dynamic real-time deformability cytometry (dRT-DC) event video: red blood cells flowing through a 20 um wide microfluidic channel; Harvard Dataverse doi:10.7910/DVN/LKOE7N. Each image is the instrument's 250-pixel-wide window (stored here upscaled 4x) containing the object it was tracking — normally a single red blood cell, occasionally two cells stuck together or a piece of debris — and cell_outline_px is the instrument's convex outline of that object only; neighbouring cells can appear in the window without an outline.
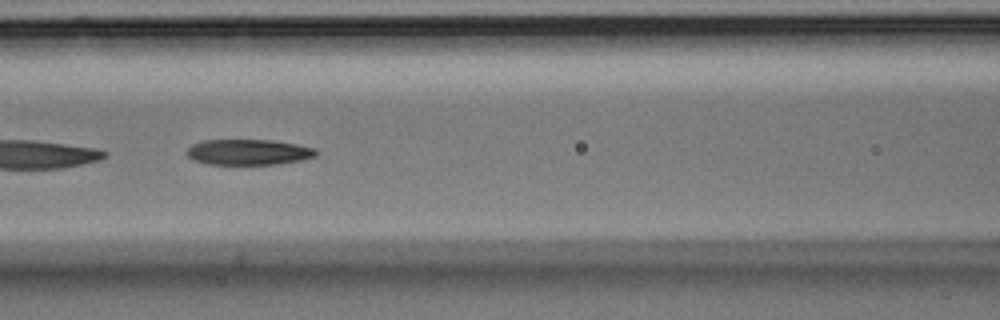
{"species": "Egyptian fruit bat (a non-hibernating species)", "species_latin": "Rousettus aegyptiacus", "temperature_condition": "room temperature", "stored_images_in_passage": 8, "segment_of_instrument_passage": [2, 2], "camera_frame_rate_fps": 3000, "um_per_image_px": 0.085, "animal": {"sex": "male"}, "frame": {"image": 1, "passage_image": 7, "time_ms": 2.0, "image_size_px": [1000, 320], "cell_outline_px": [[316, 156], [300, 160], [280, 164], [208, 164], [192, 160], [184, 152], [192, 144], [204, 140], [272, 140], [296, 144], [316, 148]], "centroid_in_image_um": [21.09, 12.93], "position_along_channel_um": 145.5, "area_um2": 19.36}}
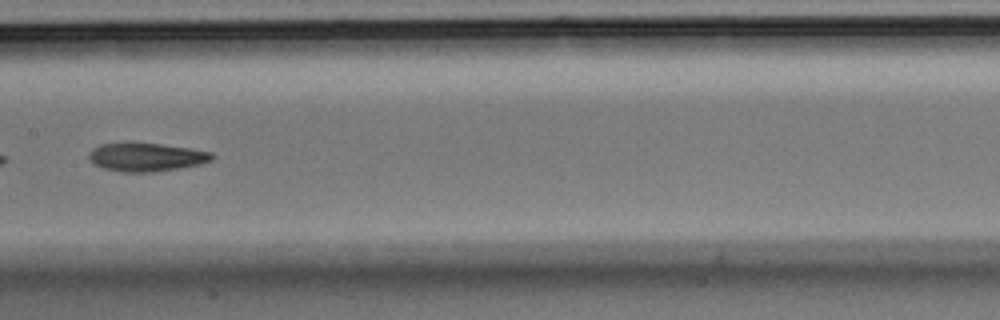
{"frame": {"image": 2, "passage_image": 8, "time_ms": 2.333, "image_size_px": [1000, 320], "cell_outline_px": [[216, 156], [212, 160], [200, 164], [180, 168], [156, 172], [124, 172], [104, 168], [92, 164], [88, 156], [92, 148], [100, 144], [160, 144], [188, 148], [212, 152]], "centroid_in_image_um": [12.46, 13.37], "position_along_channel_um": 194.9, "area_um2": 20.17}}